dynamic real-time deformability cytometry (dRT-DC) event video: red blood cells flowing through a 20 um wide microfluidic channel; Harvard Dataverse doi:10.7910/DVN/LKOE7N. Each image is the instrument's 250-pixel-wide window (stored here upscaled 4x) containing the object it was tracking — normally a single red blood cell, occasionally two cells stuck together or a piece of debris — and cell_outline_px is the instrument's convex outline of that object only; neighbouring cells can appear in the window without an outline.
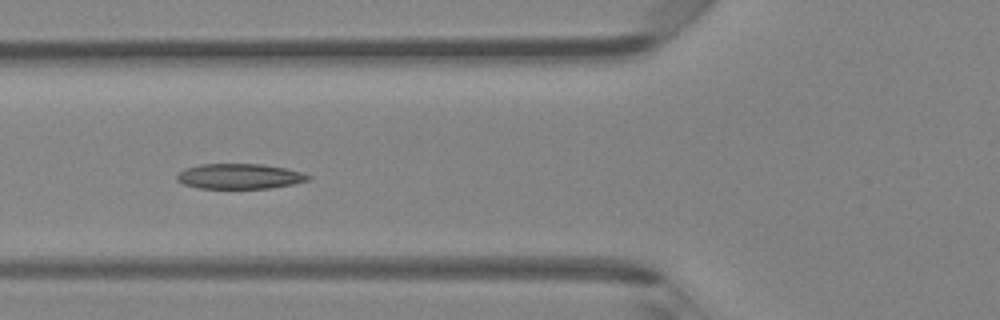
{"species": "Egyptian fruit bat (a non-hibernating species)", "species_latin": "Rousettus aegyptiacus", "temperature_condition": "room temperature", "stored_images_in_passage": 5, "camera_frame_rate_fps": 3000, "um_per_image_px": 0.085, "animal": {"sex": "female"}, "frame": {"image": 1, "passage_image": 5, "time_ms": 5.333, "image_size_px": [1000, 320], "cell_outline_px": [[312, 180], [272, 188], [200, 188], [184, 184], [176, 180], [176, 176], [184, 168], [200, 164], [264, 164], [284, 168], [300, 172], [312, 176]], "centroid_in_image_um": [20.37, 14.98], "position_along_channel_um": 105.4, "area_um2": 19.31}}